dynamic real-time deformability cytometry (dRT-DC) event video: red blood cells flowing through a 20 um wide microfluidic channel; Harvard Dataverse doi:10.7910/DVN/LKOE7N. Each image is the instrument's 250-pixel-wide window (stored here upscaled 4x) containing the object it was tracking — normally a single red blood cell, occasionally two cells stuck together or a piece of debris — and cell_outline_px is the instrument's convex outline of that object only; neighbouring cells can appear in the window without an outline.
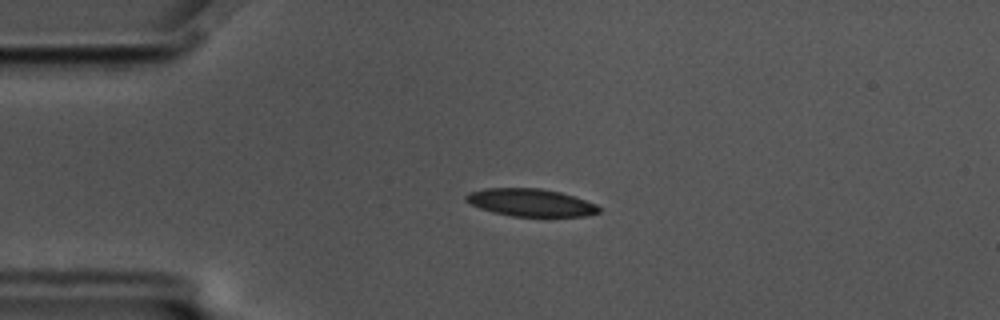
{"species": "common noctule bat (a hibernating species)", "species_latin": "Nyctalus noctula", "temperature_condition": "cold", "stored_images_in_passage": 52, "camera_frame_rate_fps": 3000, "um_per_image_px": 0.085, "animal": {"sex": "male", "body_mass_g": 17.5, "forearm_length_mm": 52.3}, "frame": {"image": 1, "passage_image": 13, "time_ms": 4.0, "image_size_px": [1000, 320], "cell_outline_px": [[600, 212], [588, 216], [512, 216], [492, 212], [480, 208], [464, 200], [464, 196], [468, 192], [484, 188], [540, 188], [560, 192], [596, 204], [600, 208]], "centroid_in_image_um": [45.07, 17.21], "position_along_channel_um": 39.9, "area_um2": 21.33}}
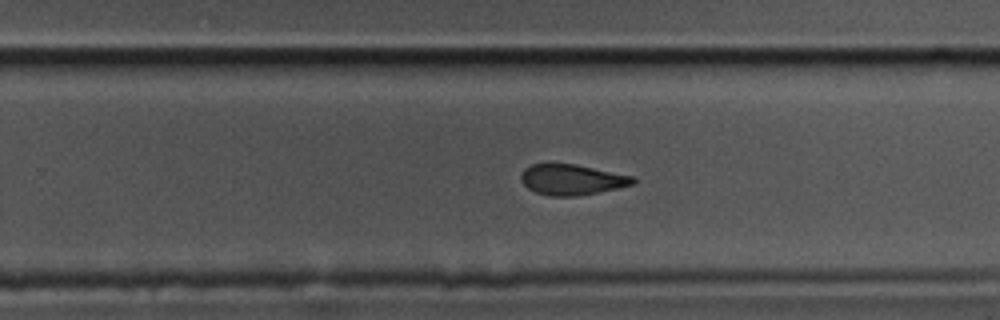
{"frame": {"image": 2, "passage_image": 36, "time_ms": 11.667, "image_size_px": [1000, 320], "cell_outline_px": [[636, 180], [632, 184], [616, 188], [576, 196], [548, 196], [536, 192], [528, 188], [520, 180], [520, 176], [524, 168], [532, 164], [576, 164], [632, 176]], "centroid_in_image_um": [48.55, 15.26], "position_along_channel_um": 281.2, "area_um2": 19.71}}
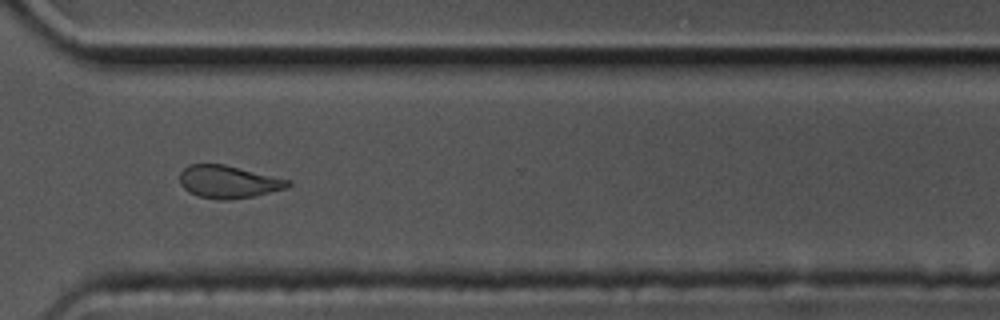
{"frame": {"image": 3, "passage_image": 42, "time_ms": 13.667, "image_size_px": [1000, 320], "cell_outline_px": [[292, 184], [284, 188], [252, 196], [228, 200], [220, 200], [200, 196], [188, 192], [180, 184], [180, 172], [188, 164], [224, 164], [292, 180]], "centroid_in_image_um": [19.39, 15.44], "position_along_channel_um": 351.2, "area_um2": 20.46}, "authors_computed_cell_mechanics": {"area_um2": 21.5016, "velocity_mm_per_s": 3.4919, "shape_relaxation_time_tau1_ms": 5.3492, "shape_relaxation_time_tau2_ms": 4.0677, "deformation_change_tau1": 0.1383, "deformation_change_tau2": 0.0897}}